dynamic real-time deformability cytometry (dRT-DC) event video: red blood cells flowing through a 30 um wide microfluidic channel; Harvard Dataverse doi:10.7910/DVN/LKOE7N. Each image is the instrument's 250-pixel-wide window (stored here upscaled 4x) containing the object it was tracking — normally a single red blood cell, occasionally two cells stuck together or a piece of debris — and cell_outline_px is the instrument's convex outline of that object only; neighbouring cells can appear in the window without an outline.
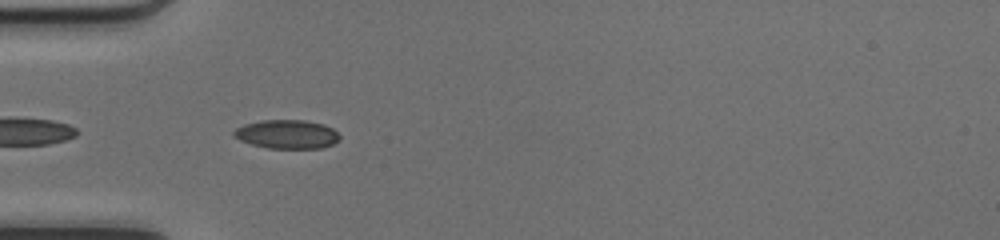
{"species": "common noctule bat (a hibernating species)", "species_latin": "Nyctalus noctula", "temperature_condition": "cold", "stored_images_in_passage": 4, "camera_frame_rate_fps": 3000, "um_per_image_px": 0.085, "animal": {"sex": "female", "body_mass_g": 17.0, "forearm_length_mm": 48.0}, "frame": {"image": 1, "passage_image": 2, "time_ms": 0.333, "image_size_px": [1000, 240], "cell_outline_px": [[340, 136], [332, 144], [320, 148], [268, 148], [252, 144], [240, 140], [232, 136], [232, 132], [236, 128], [244, 124], [260, 120], [304, 120], [324, 124], [332, 128]], "centroid_in_image_um": [24.34, 11.4], "position_along_channel_um": 60.7, "area_um2": 17.69}}